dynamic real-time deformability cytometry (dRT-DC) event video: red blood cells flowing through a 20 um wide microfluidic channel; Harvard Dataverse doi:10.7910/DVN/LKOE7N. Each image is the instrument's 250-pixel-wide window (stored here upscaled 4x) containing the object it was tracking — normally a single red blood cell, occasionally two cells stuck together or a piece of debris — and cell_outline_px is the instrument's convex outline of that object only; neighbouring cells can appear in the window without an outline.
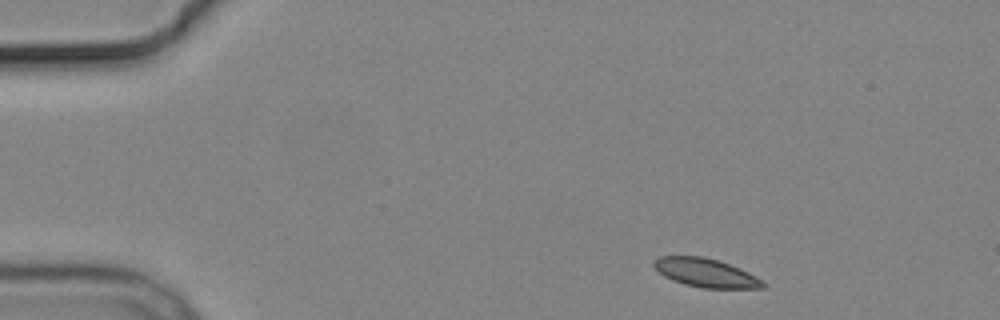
{"species": "common noctule bat (a hibernating species)", "species_latin": "Nyctalus noctula", "temperature_condition": "cold", "stored_images_in_passage": 3, "camera_frame_rate_fps": 3000, "um_per_image_px": 0.085, "animal": {"sex": "male", "body_mass_g": 19.2, "forearm_length_mm": 51.8}, "frame": {"image": 1, "passage_image": 1, "time_ms": 0.0, "image_size_px": [1000, 320], "cell_outline_px": [[764, 288], [704, 288], [684, 284], [672, 280], [664, 276], [652, 264], [660, 256], [704, 256], [720, 260], [740, 268], [764, 280]], "centroid_in_image_um": [60.02, 23.18], "position_along_channel_um": 25.0, "area_um2": 18.21}}